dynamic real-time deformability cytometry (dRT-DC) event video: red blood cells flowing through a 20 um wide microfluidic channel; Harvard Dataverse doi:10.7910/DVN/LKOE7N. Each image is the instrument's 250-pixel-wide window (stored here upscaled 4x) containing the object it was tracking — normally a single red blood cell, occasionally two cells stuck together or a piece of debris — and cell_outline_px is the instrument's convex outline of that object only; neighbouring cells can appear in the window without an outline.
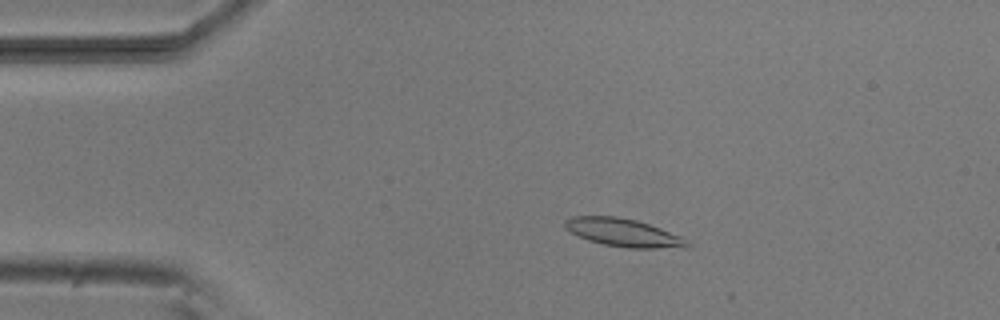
{"species": "common noctule bat (a hibernating species)", "species_latin": "Nyctalus noctula", "temperature_condition": "room temperature", "stored_images_in_passage": 44, "camera_frame_rate_fps": 3000, "um_per_image_px": 0.085, "animal": {"sex": "male", "body_mass_g": 20.5, "forearm_length_mm": 52.5}, "frame": {"image": 1, "passage_image": 1, "time_ms": 0.0, "image_size_px": [1000, 320], "cell_outline_px": [[692, 248], [628, 248], [604, 244], [588, 240], [564, 228], [564, 220], [572, 216], [616, 216], [636, 220], [660, 228], [680, 236], [692, 244]], "centroid_in_image_um": [53.02, 19.78], "position_along_channel_um": 32.0, "area_um2": 19.94}}
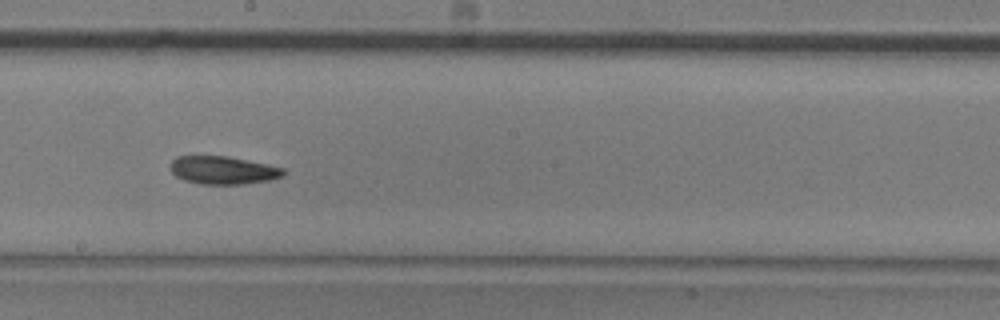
{"frame": {"image": 2, "passage_image": 20, "time_ms": 6.333, "image_size_px": [1000, 320], "cell_outline_px": [[284, 176], [272, 180], [244, 184], [200, 184], [184, 180], [176, 176], [172, 172], [168, 164], [176, 156], [228, 156], [268, 164], [284, 168]], "centroid_in_image_um": [18.96, 14.46], "position_along_channel_um": 229.2, "area_um2": 18.67}}
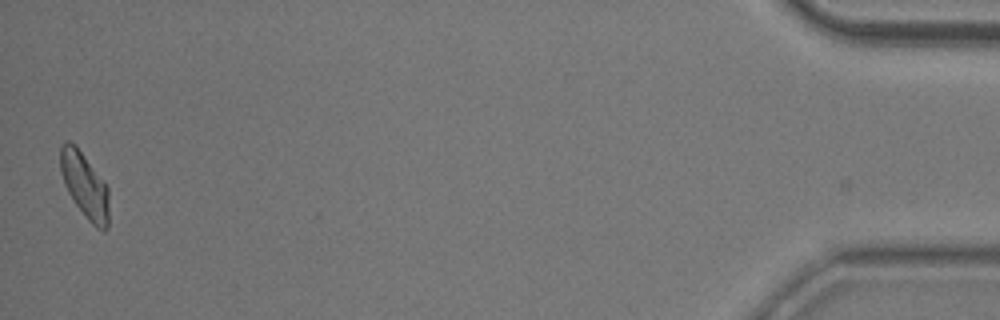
{"frame": {"image": 3, "passage_image": 43, "time_ms": 14.0, "image_size_px": [1000, 320], "cell_outline_px": [[108, 228], [104, 232], [96, 228], [88, 220], [76, 204], [68, 192], [64, 184], [60, 172], [60, 148], [64, 140], [68, 140], [76, 144], [108, 188]], "centroid_in_image_um": [7.18, 15.74], "position_along_channel_um": 428.0, "area_um2": 18.5}, "authors_computed_cell_mechanics": {"area_um2": 18.6405, "velocity_mm_per_s": 3.8152, "shape_relaxation_time_tau1_ms": 3.3396, "shape_relaxation_time_tau2_ms": null, "deformation_change_tau1": 0.1129, "deformation_change_tau2": null}}